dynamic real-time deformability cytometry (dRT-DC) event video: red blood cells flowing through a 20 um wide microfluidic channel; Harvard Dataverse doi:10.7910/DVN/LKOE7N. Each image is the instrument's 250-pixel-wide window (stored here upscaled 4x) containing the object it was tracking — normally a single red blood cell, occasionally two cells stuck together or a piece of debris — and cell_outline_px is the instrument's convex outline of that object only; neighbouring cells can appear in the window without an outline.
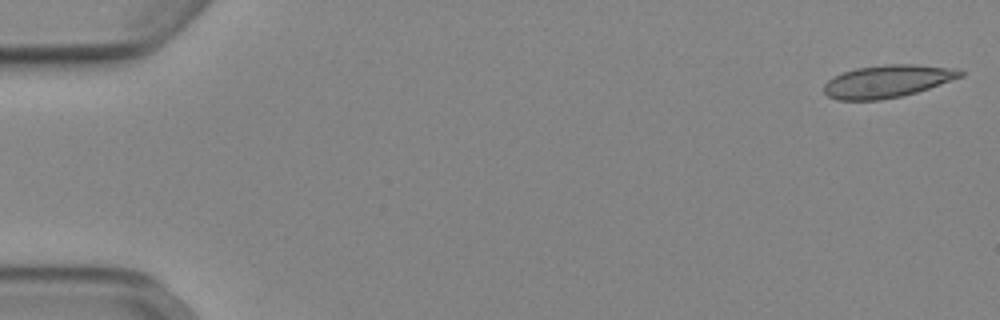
{"species": "Egyptian fruit bat (a non-hibernating species)", "species_latin": "Rousettus aegyptiacus", "temperature_condition": "cold", "stored_images_in_passage": 52, "camera_frame_rate_fps": 3000, "um_per_image_px": 0.085, "animal": {"sex": "female"}, "frame": {"image": 1, "passage_image": 1, "time_ms": 0.0, "image_size_px": [1000, 320], "cell_outline_px": [[964, 76], [916, 92], [900, 96], [880, 100], [836, 100], [828, 96], [824, 92], [824, 84], [832, 76], [856, 68], [884, 64], [920, 64], [948, 68], [964, 72]], "centroid_in_image_um": [75.38, 6.91], "position_along_channel_um": 9.6, "area_um2": 25.78}}
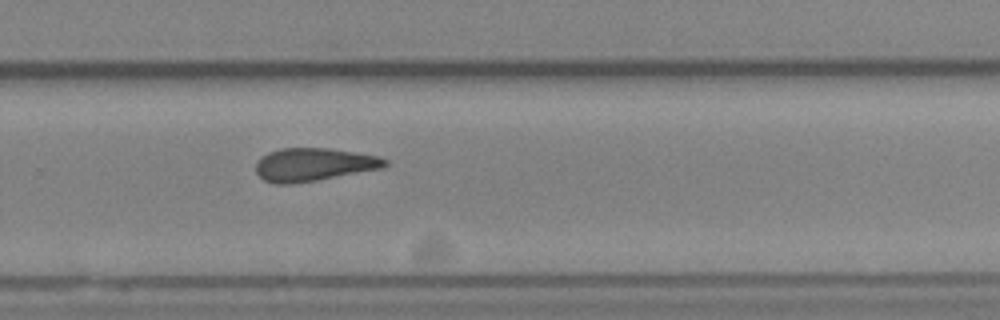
{"frame": {"image": 2, "passage_image": 35, "time_ms": 11.333, "image_size_px": [1000, 320], "cell_outline_px": [[388, 164], [384, 168], [316, 180], [292, 184], [272, 184], [264, 180], [256, 172], [256, 164], [260, 156], [268, 152], [280, 148], [328, 148], [376, 156], [388, 160]], "centroid_in_image_um": [26.62, 13.99], "position_along_channel_um": 303.2, "area_um2": 24.85}}
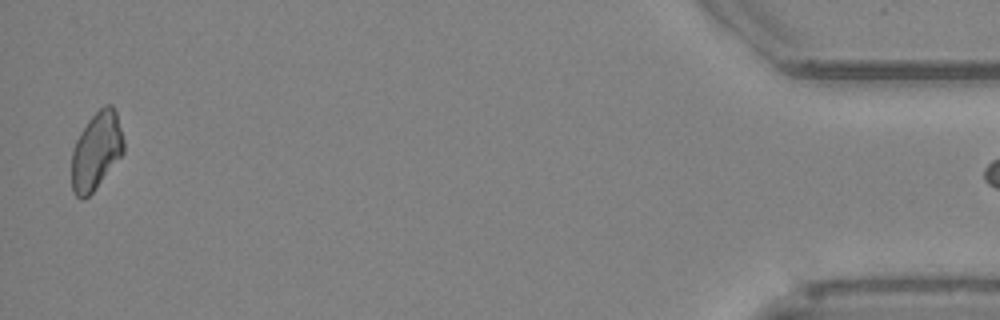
{"frame": {"image": 3, "passage_image": 51, "time_ms": 16.667, "image_size_px": [1000, 320], "cell_outline_px": [[124, 152], [96, 188], [84, 200], [80, 200], [72, 192], [72, 152], [76, 140], [80, 132], [88, 120], [104, 104], [112, 104], [116, 112], [124, 140]], "centroid_in_image_um": [8.18, 12.83], "position_along_channel_um": 427.0, "area_um2": 23.52}}